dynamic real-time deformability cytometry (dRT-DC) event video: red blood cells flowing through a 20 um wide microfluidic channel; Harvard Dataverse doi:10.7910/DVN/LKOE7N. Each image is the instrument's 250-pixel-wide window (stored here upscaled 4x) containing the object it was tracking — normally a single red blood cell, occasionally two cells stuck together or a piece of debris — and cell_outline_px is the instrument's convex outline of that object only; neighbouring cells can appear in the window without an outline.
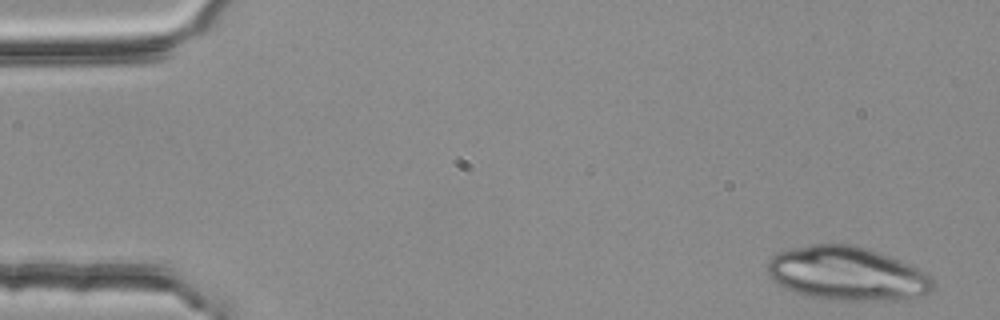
{"species": "common noctule bat (a hibernating species)", "species_latin": "Nyctalus noctula", "temperature_condition": "room temperature", "stored_images_in_passage": 3, "camera_frame_rate_fps": 3000, "um_per_image_px": 0.085, "animal": {"sex": "female", "body_mass_g": 25.1}, "frame": {"image": 1, "passage_image": 1, "time_ms": 0.0, "image_size_px": [1000, 320], "cell_outline_px": [[936, 284], [928, 292], [920, 296], [896, 300], [836, 300], [804, 296], [772, 280], [768, 276], [768, 260], [772, 256], [780, 252], [812, 244], [852, 244], [868, 248], [908, 264], [924, 272]], "centroid_in_image_um": [71.98, 23.26], "position_along_channel_um": 13.0, "area_um2": 51.38}}